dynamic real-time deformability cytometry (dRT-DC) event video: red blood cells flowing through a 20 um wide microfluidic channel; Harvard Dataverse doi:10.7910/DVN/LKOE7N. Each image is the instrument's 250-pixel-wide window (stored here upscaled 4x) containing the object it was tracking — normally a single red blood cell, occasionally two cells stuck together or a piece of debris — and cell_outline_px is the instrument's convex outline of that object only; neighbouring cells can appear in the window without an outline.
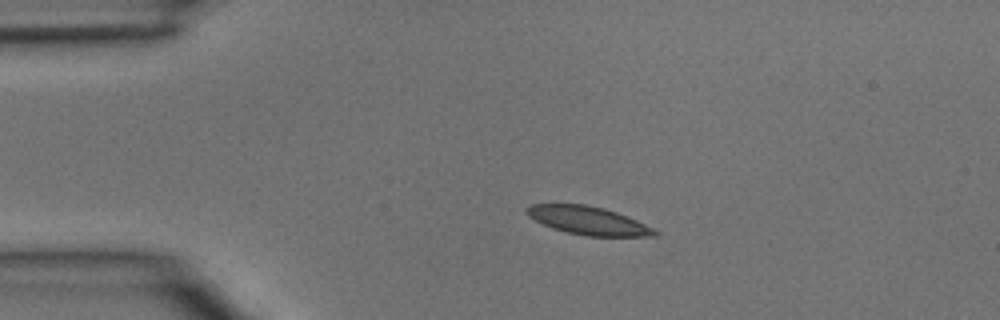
{"species": "common noctule bat (a hibernating species)", "species_latin": "Nyctalus noctula", "temperature_condition": "room temperature", "stored_images_in_passage": 4, "camera_frame_rate_fps": 3000, "um_per_image_px": 0.085, "animal": {"sex": "male", "body_mass_g": 15.6}, "frame": {"image": 1, "passage_image": 3, "time_ms": 0.667, "image_size_px": [1000, 320], "cell_outline_px": [[660, 232], [656, 236], [588, 236], [568, 232], [552, 228], [528, 216], [524, 208], [532, 204], [584, 204], [604, 208], [616, 212], [636, 220]], "centroid_in_image_um": [49.98, 18.74], "position_along_channel_um": 35.0, "area_um2": 20.81}}